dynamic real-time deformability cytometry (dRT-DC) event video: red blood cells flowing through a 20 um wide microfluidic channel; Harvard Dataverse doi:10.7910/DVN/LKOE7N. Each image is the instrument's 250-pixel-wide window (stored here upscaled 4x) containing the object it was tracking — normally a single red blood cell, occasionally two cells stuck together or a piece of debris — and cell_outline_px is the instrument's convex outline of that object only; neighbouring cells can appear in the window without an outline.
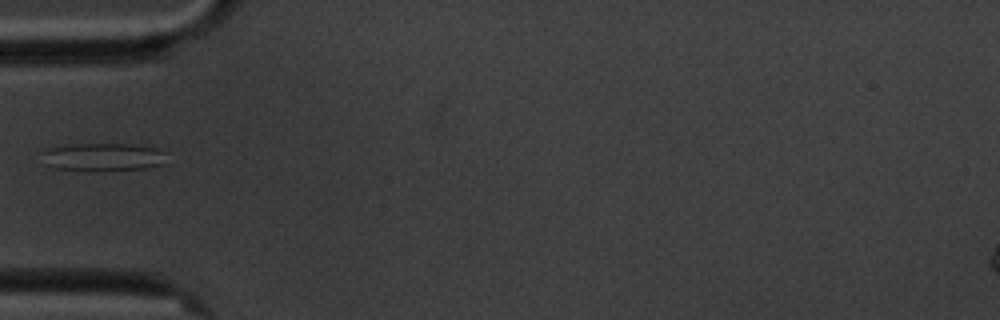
{"species": "common noctule bat (a hibernating species)", "species_latin": "Nyctalus noctula", "temperature_condition": "cold", "stored_images_in_passage": 1, "camera_frame_rate_fps": 3000, "um_per_image_px": 0.085, "animal": {"sex": "male", "body_mass_g": 20.1, "forearm_length_mm": 53.5}, "frame": {"image": 1, "passage_image": 1, "time_ms": 0.0, "image_size_px": [1000, 320], "cell_outline_px": [[168, 164], [144, 168], [104, 172], [96, 172], [56, 168], [44, 164], [40, 152], [48, 148], [72, 144], [128, 144], [156, 148], [168, 152]], "centroid_in_image_um": [8.81, 13.37], "position_along_channel_um": 76.2, "area_um2": 21.15}}